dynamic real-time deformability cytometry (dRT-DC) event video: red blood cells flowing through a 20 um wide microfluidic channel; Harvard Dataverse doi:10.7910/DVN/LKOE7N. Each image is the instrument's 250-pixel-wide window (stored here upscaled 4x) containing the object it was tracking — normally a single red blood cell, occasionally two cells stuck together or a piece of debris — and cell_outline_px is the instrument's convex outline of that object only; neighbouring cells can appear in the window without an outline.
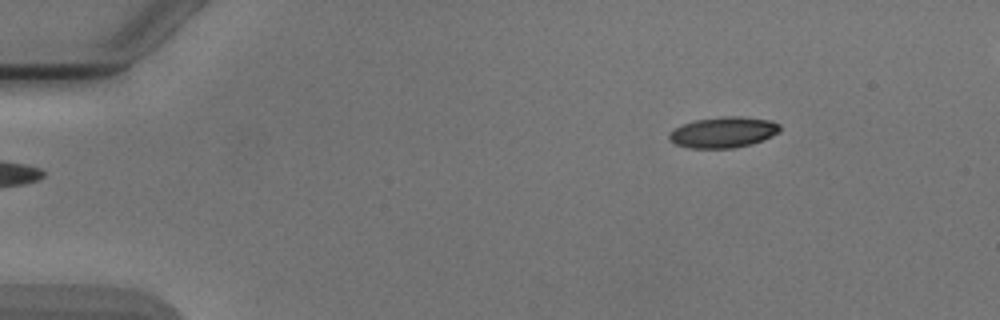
{"species": "Egyptian fruit bat (a non-hibernating species)", "species_latin": "Rousettus aegyptiacus", "temperature_condition": "cold", "stored_images_in_passage": 3, "camera_frame_rate_fps": 3000, "um_per_image_px": 0.085, "animal": {"sex": "male"}, "frame": {"image": 1, "passage_image": 1, "time_ms": 0.0, "image_size_px": [1000, 320], "cell_outline_px": [[780, 132], [772, 136], [752, 144], [736, 148], [688, 148], [676, 144], [668, 136], [676, 128], [684, 124], [696, 120], [724, 116], [740, 116], [772, 120], [780, 124]], "centroid_in_image_um": [61.55, 11.24], "position_along_channel_um": 23.4, "area_um2": 19.83}}